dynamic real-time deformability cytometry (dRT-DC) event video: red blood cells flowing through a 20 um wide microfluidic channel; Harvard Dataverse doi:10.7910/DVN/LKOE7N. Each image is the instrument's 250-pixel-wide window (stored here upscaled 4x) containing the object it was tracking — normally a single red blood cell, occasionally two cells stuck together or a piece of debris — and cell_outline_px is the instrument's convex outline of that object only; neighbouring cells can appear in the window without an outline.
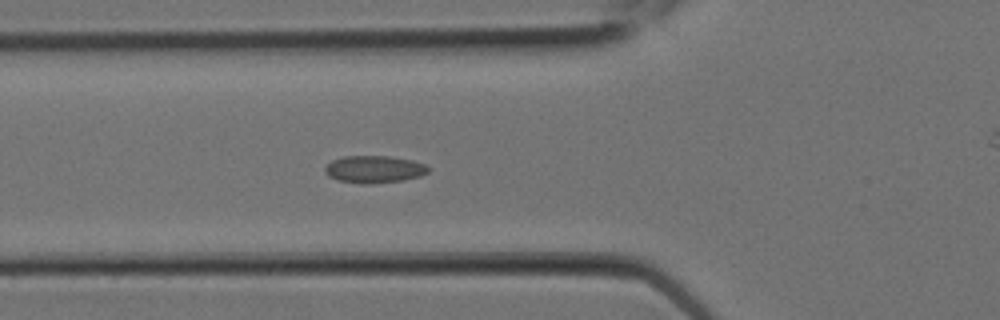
{"species": "Egyptian fruit bat (a non-hibernating species)", "species_latin": "Rousettus aegyptiacus", "temperature_condition": "room temperature", "stored_images_in_passage": 7, "camera_frame_rate_fps": 3000, "um_per_image_px": 0.085, "animal": {"sex": "female"}, "frame": {"image": 1, "passage_image": 7, "time_ms": 2.0, "image_size_px": [1000, 320], "cell_outline_px": [[432, 168], [428, 172], [420, 176], [404, 180], [372, 184], [360, 184], [336, 180], [328, 176], [324, 172], [324, 168], [332, 160], [344, 156], [388, 156], [412, 160], [424, 164]], "centroid_in_image_um": [31.8, 14.4], "position_along_channel_um": 94.0, "area_um2": 16.65}}